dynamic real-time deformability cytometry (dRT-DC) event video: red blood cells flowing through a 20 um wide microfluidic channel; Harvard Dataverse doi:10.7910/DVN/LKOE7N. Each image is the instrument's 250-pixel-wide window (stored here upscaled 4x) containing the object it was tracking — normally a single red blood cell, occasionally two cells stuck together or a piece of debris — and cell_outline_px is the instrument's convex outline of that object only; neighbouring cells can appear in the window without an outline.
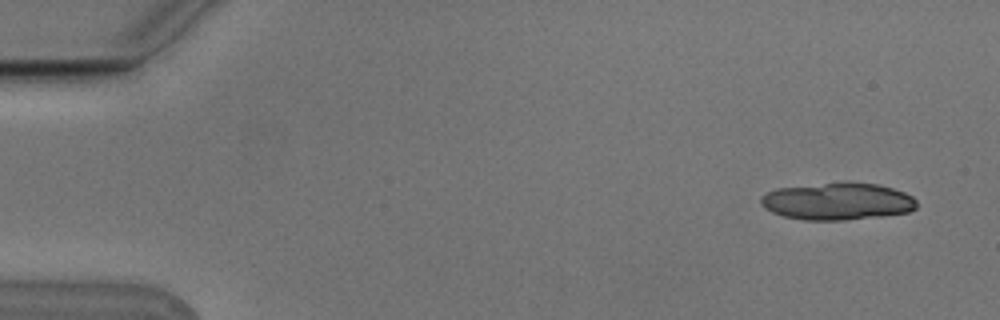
{"species": "Egyptian fruit bat (a non-hibernating species)", "species_latin": "Rousettus aegyptiacus", "temperature_condition": "cold", "stored_images_in_passage": 10, "segment_of_instrument_passage": [1, 2], "camera_frame_rate_fps": 3000, "um_per_image_px": 0.085, "animal": {"sex": "male"}, "frame": {"image": 1, "passage_image": 1, "time_ms": 0.0, "image_size_px": [1000, 320], "cell_outline_px": [[916, 208], [908, 212], [880, 216], [844, 220], [804, 220], [784, 216], [772, 212], [764, 208], [760, 204], [760, 196], [776, 188], [844, 180], [848, 180], [876, 184], [892, 188], [904, 192], [912, 196], [916, 200]], "centroid_in_image_um": [71.16, 17.09], "position_along_channel_um": 13.8, "area_um2": 34.33}}